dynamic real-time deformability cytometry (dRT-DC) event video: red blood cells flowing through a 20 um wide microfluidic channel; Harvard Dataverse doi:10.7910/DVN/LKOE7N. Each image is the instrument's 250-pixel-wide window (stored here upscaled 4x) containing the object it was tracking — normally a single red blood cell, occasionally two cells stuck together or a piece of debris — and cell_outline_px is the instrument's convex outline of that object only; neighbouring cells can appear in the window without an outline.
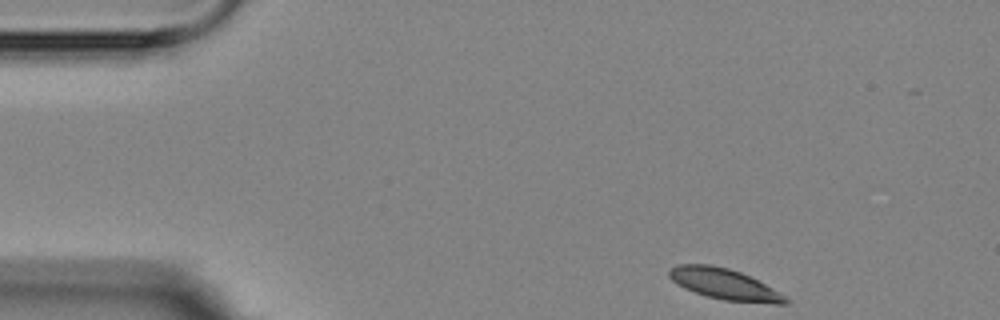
{"species": "Egyptian fruit bat (a non-hibernating species)", "species_latin": "Rousettus aegyptiacus", "temperature_condition": "room temperature", "stored_images_in_passage": 7, "camera_frame_rate_fps": 3000, "um_per_image_px": 0.085, "animal": {"sex": "female"}, "frame": {"image": 1, "passage_image": 1, "time_ms": 0.0, "image_size_px": [1000, 320], "cell_outline_px": [[792, 300], [788, 304], [772, 304], [724, 300], [708, 296], [684, 288], [676, 284], [668, 276], [668, 268], [676, 264], [712, 264], [728, 268], [740, 272], [772, 288]], "centroid_in_image_um": [61.56, 24.14], "position_along_channel_um": 23.4, "area_um2": 20.98}}
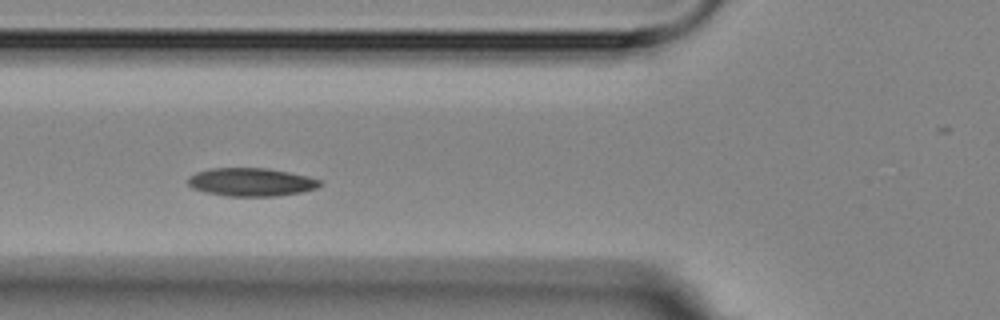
{"frame": {"image": 2, "passage_image": 5, "time_ms": 4.333, "image_size_px": [1000, 320], "cell_outline_px": [[324, 184], [316, 188], [300, 192], [276, 196], [228, 196], [208, 192], [192, 188], [188, 184], [188, 176], [196, 172], [212, 168], [264, 168], [288, 172], [308, 176], [320, 180]], "centroid_in_image_um": [21.35, 15.47], "position_along_channel_um": 104.4, "area_um2": 21.56}}
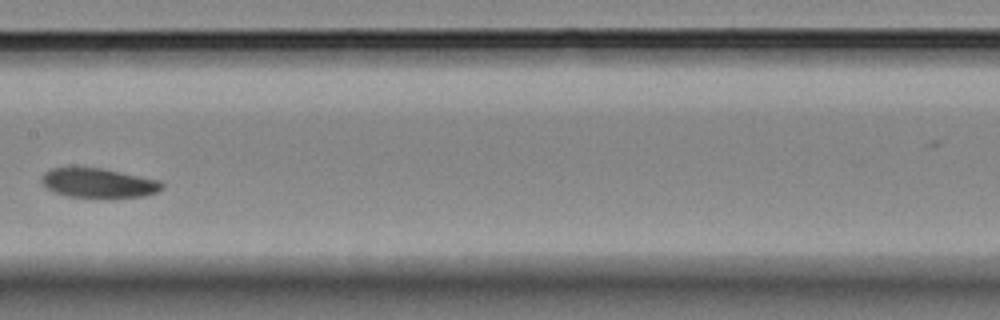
{"frame": {"image": 3, "passage_image": 7, "time_ms": 7.0, "image_size_px": [1000, 320], "cell_outline_px": [[164, 188], [156, 192], [144, 196], [112, 200], [64, 196], [44, 188], [40, 180], [40, 176], [44, 172], [52, 168], [72, 164], [104, 168], [160, 180], [164, 184]], "centroid_in_image_um": [8.31, 15.55], "position_along_channel_um": 199.1, "area_um2": 22.43}}